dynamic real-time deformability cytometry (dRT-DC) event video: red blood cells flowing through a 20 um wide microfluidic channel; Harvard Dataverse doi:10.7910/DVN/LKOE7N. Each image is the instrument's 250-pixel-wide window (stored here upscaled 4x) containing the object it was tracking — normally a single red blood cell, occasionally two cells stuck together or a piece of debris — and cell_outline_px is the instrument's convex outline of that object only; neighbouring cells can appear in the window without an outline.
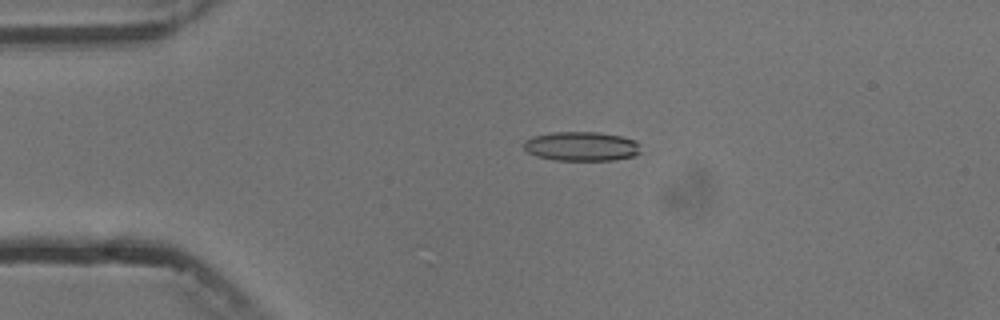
{"species": "common noctule bat (a hibernating species)", "species_latin": "Nyctalus noctula", "temperature_condition": "cold", "stored_images_in_passage": 5, "camera_frame_rate_fps": 3000, "um_per_image_px": 0.085, "animal": {"sex": "male", "body_mass_g": 13.3}, "frame": {"image": 1, "passage_image": 4, "time_ms": 3.667, "image_size_px": [1000, 320], "cell_outline_px": [[640, 152], [636, 156], [612, 160], [556, 160], [536, 156], [528, 152], [524, 148], [524, 140], [532, 136], [552, 132], [596, 132], [620, 136], [636, 140]], "centroid_in_image_um": [49.41, 12.43], "position_along_channel_um": 35.6, "area_um2": 19.94}}